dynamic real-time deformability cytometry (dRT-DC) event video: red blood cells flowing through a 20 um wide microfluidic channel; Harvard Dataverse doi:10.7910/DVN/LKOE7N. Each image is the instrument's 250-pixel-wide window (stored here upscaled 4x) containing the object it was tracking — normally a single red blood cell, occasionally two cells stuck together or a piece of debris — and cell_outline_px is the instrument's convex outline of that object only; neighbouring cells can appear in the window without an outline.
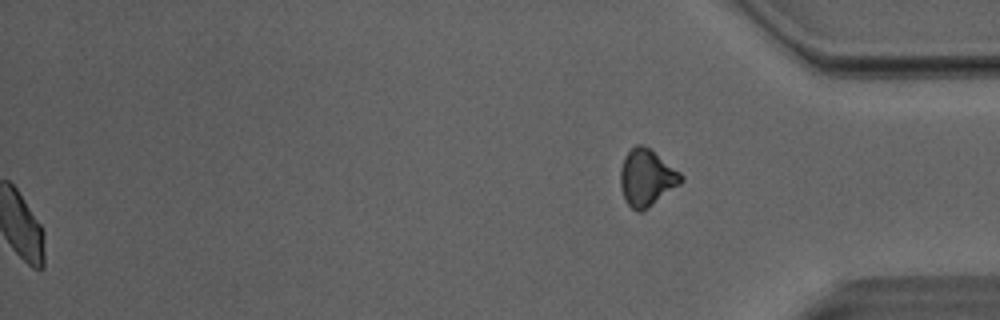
{"species": "Egyptian fruit bat (a non-hibernating species)", "species_latin": "Rousettus aegyptiacus", "temperature_condition": "room temperature", "stored_images_in_passage": 38, "segment_of_instrument_passage": [2, 2], "camera_frame_rate_fps": 3000, "um_per_image_px": 0.085, "animal": {"sex": "male"}, "frame": {"image": 1, "passage_image": 38, "time_ms": 12.333, "image_size_px": [1000, 320], "cell_outline_px": [[684, 180], [680, 184], [648, 208], [640, 212], [636, 212], [624, 200], [620, 188], [620, 168], [624, 156], [636, 144], [640, 144], [648, 148], [680, 172], [684, 176]], "centroid_in_image_um": [54.94, 15.13], "position_along_channel_um": 380.3, "area_um2": 20.0}}